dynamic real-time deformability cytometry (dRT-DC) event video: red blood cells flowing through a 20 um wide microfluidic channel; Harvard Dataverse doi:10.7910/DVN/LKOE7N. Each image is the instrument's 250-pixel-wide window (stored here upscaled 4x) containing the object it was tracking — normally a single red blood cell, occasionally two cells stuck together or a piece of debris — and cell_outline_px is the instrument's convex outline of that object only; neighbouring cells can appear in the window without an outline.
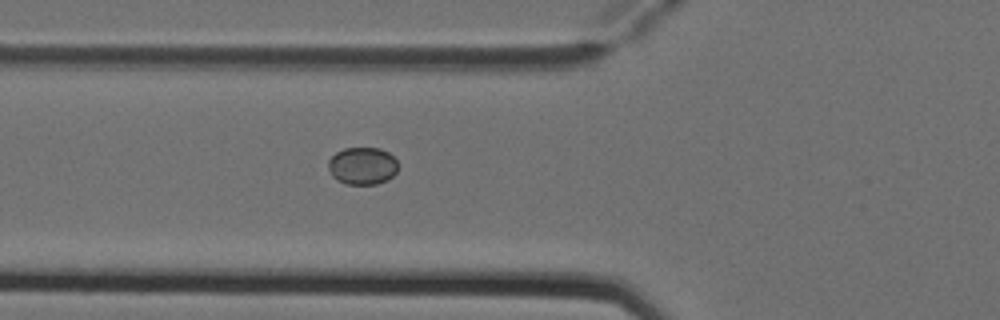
{"species": "Egyptian fruit bat (a non-hibernating species)", "species_latin": "Rousettus aegyptiacus", "temperature_condition": "cold", "stored_images_in_passage": 2, "camera_frame_rate_fps": 3000, "um_per_image_px": 0.085, "animal": {"sex": "female"}, "frame": {"image": 1, "passage_image": 2, "time_ms": 0.333, "image_size_px": [1000, 320], "cell_outline_px": [[396, 172], [388, 180], [376, 184], [344, 184], [336, 180], [332, 176], [328, 168], [328, 160], [336, 152], [344, 148], [380, 148], [388, 152], [396, 160]], "centroid_in_image_um": [30.77, 14.1], "position_along_channel_um": 95.0, "area_um2": 15.26}}